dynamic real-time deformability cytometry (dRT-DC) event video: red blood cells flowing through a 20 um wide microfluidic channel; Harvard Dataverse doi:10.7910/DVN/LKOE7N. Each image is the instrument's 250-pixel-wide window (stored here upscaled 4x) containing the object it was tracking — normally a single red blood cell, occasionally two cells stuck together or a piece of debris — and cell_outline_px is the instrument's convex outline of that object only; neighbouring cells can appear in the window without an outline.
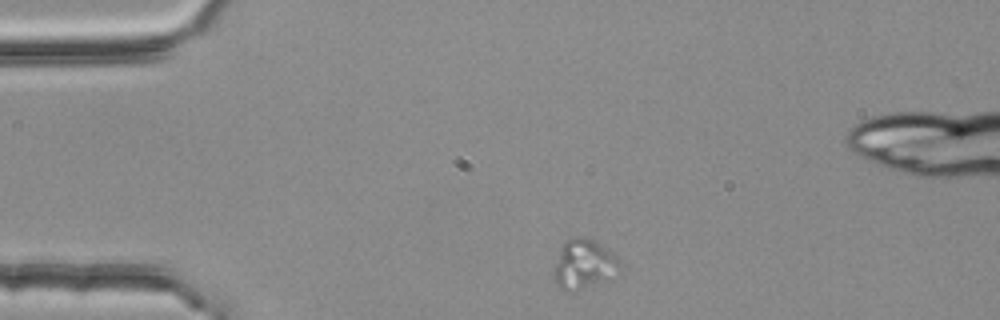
{"species": "common noctule bat (a hibernating species)", "species_latin": "Nyctalus noctula", "temperature_condition": "room temperature", "stored_images_in_passage": 2, "camera_frame_rate_fps": 3000, "um_per_image_px": 0.085, "animal": {"sex": "female", "body_mass_g": 25.1}, "frame": {"image": 1, "passage_image": 1, "time_ms": 0.0, "image_size_px": [1000, 320], "cell_outline_px": [[620, 268], [612, 280], [572, 292], [560, 288], [556, 284], [552, 272], [560, 252], [564, 244], [572, 236], [580, 236], [592, 240], [600, 244], [612, 252], [616, 256]], "centroid_in_image_um": [49.64, 22.5], "position_along_channel_um": 35.4, "area_um2": 19.07}}